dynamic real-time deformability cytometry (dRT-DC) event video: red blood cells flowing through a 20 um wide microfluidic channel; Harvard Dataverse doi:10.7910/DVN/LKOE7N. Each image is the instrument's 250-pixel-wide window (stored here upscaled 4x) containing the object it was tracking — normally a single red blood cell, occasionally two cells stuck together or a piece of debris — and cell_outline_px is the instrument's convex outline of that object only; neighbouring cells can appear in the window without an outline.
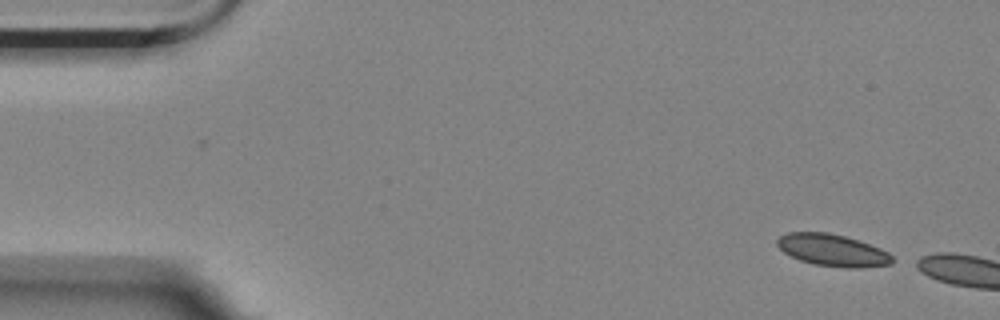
{"species": "Egyptian fruit bat (a non-hibernating species)", "species_latin": "Rousettus aegyptiacus", "temperature_condition": "room temperature", "stored_images_in_passage": 5, "camera_frame_rate_fps": 3000, "um_per_image_px": 0.085, "animal": {"sex": "female"}, "frame": {"image": 1, "passage_image": 1, "time_ms": 0.0, "image_size_px": [1000, 320], "cell_outline_px": [[892, 264], [856, 268], [848, 268], [812, 264], [800, 260], [784, 252], [776, 244], [776, 240], [780, 236], [788, 232], [828, 232], [844, 236], [880, 248], [888, 252], [892, 256]], "centroid_in_image_um": [70.74, 21.27], "position_along_channel_um": 14.3, "area_um2": 21.27}}